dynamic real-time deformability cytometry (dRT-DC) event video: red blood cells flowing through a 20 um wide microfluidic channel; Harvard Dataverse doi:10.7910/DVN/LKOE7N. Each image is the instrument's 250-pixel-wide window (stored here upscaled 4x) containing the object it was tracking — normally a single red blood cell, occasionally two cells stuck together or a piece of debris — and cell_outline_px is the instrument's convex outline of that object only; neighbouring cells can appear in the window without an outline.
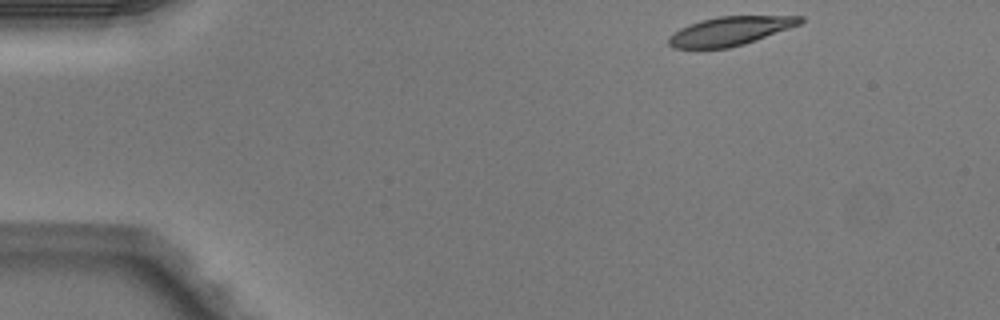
{"species": "Egyptian fruit bat (a non-hibernating species)", "species_latin": "Rousettus aegyptiacus", "temperature_condition": "warm", "stored_images_in_passage": 3, "camera_frame_rate_fps": 3000, "um_per_image_px": 0.085, "animal": {"sex": "male"}, "frame": {"image": 1, "passage_image": 1, "time_ms": 0.0, "image_size_px": [1000, 320], "cell_outline_px": [[804, 20], [800, 24], [756, 40], [744, 44], [728, 48], [672, 48], [668, 44], [668, 36], [680, 28], [688, 24], [700, 20], [716, 16], [804, 16]], "centroid_in_image_um": [62.02, 2.63], "position_along_channel_um": 23.0, "area_um2": 22.08}}